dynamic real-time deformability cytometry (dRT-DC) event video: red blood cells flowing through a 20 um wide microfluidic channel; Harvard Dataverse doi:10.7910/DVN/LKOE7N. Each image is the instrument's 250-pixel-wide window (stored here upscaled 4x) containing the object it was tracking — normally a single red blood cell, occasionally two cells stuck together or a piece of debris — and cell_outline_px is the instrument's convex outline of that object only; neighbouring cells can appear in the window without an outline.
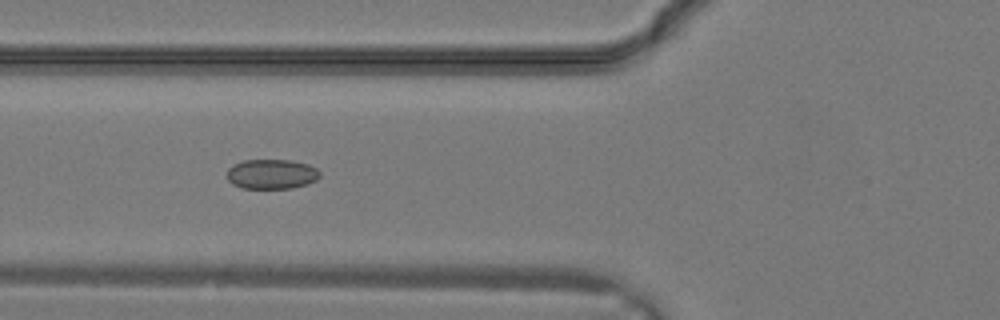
{"species": "common noctule bat (a hibernating species)", "species_latin": "Nyctalus noctula", "temperature_condition": "warm", "stored_images_in_passage": 30, "camera_frame_rate_fps": 3000, "um_per_image_px": 0.085, "animal": {"sex": "male", "body_mass_g": 19.2, "forearm_length_mm": 51.8}, "frame": {"image": 1, "passage_image": 11, "time_ms": 3.333, "image_size_px": [1000, 320], "cell_outline_px": [[320, 176], [316, 180], [308, 184], [292, 188], [244, 188], [232, 184], [228, 180], [228, 168], [232, 164], [244, 160], [288, 160], [308, 164], [316, 168], [320, 172]], "centroid_in_image_um": [23.09, 14.79], "position_along_channel_um": 102.7, "area_um2": 16.13}}
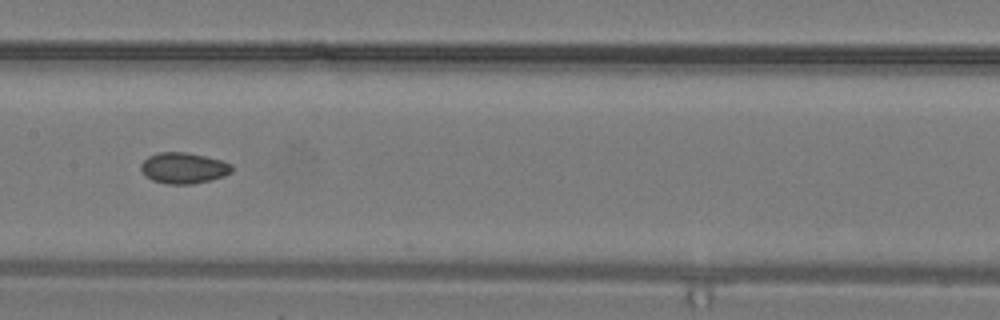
{"frame": {"image": 2, "passage_image": 15, "time_ms": 4.667, "image_size_px": [1000, 320], "cell_outline_px": [[232, 172], [224, 176], [192, 184], [168, 184], [152, 180], [144, 176], [140, 168], [140, 164], [148, 156], [160, 152], [184, 152], [204, 156], [220, 160], [232, 164]], "centroid_in_image_um": [15.57, 14.28], "position_along_channel_um": 191.8, "area_um2": 16.36}}
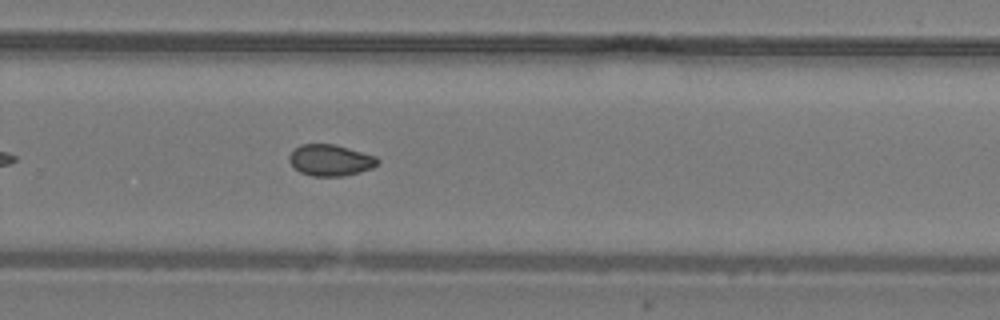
{"frame": {"image": 3, "passage_image": 20, "time_ms": 6.333, "image_size_px": [1000, 320], "cell_outline_px": [[380, 160], [372, 168], [360, 172], [344, 176], [312, 176], [300, 172], [288, 160], [288, 156], [300, 144], [336, 144], [376, 156]], "centroid_in_image_um": [28.09, 13.61], "position_along_channel_um": 301.7, "area_um2": 16.13}}